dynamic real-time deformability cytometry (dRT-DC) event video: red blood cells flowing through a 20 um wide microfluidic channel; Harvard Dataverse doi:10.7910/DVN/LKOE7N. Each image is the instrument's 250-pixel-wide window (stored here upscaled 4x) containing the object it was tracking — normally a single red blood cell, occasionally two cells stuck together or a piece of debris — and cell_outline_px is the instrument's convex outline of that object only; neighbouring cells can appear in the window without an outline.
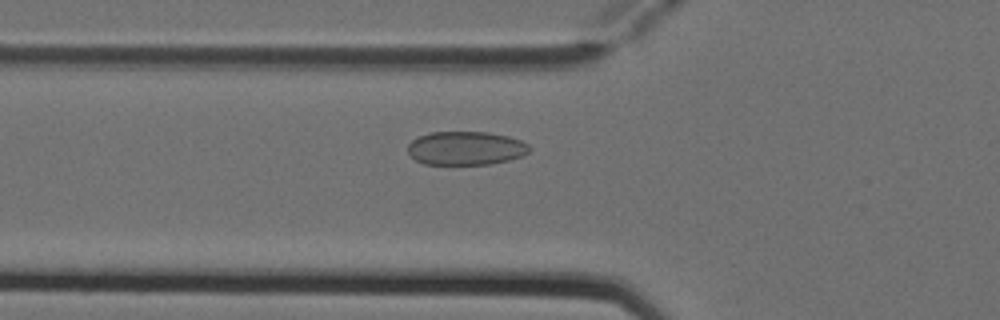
{"species": "Egyptian fruit bat (a non-hibernating species)", "species_latin": "Rousettus aegyptiacus", "temperature_condition": "cold", "stored_images_in_passage": 5, "camera_frame_rate_fps": 3000, "um_per_image_px": 0.085, "animal": {"sex": "female"}, "frame": {"image": 1, "passage_image": 5, "time_ms": 1.333, "image_size_px": [1000, 320], "cell_outline_px": [[532, 148], [528, 152], [520, 156], [508, 160], [488, 164], [424, 164], [416, 160], [408, 152], [408, 144], [412, 140], [420, 136], [432, 132], [488, 132], [508, 136], [520, 140], [528, 144]], "centroid_in_image_um": [39.6, 12.59], "position_along_channel_um": 86.2, "area_um2": 23.7}}